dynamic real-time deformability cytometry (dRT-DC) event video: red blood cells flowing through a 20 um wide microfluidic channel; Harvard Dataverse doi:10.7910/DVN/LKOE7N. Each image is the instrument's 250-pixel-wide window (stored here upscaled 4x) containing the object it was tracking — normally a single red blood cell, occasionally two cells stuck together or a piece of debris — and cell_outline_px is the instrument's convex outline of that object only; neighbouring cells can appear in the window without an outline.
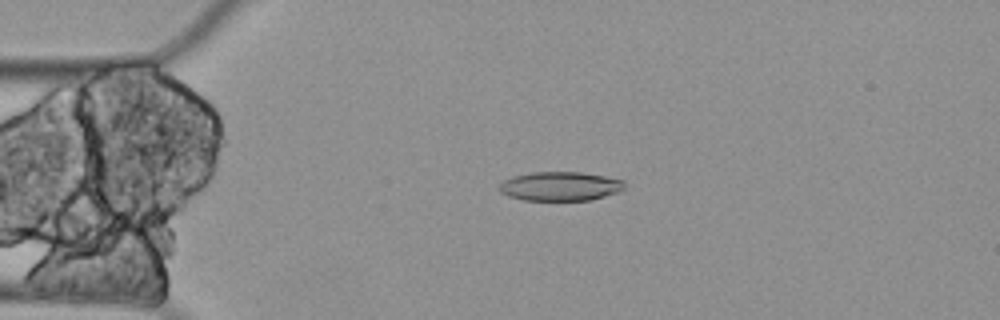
{"species": "Egyptian fruit bat (a non-hibernating species)", "species_latin": "Rousettus aegyptiacus", "temperature_condition": "cold", "stored_images_in_passage": 5, "camera_frame_rate_fps": 3000, "um_per_image_px": 0.085, "animal": {"sex": "female"}, "frame": {"image": 1, "passage_image": 4, "time_ms": 1.0, "image_size_px": [1000, 320], "cell_outline_px": [[624, 188], [620, 192], [592, 200], [524, 200], [508, 196], [500, 192], [496, 188], [504, 180], [512, 176], [532, 172], [580, 172], [604, 176], [624, 180]], "centroid_in_image_um": [47.6, 15.83], "position_along_channel_um": 37.4, "area_um2": 21.39}}